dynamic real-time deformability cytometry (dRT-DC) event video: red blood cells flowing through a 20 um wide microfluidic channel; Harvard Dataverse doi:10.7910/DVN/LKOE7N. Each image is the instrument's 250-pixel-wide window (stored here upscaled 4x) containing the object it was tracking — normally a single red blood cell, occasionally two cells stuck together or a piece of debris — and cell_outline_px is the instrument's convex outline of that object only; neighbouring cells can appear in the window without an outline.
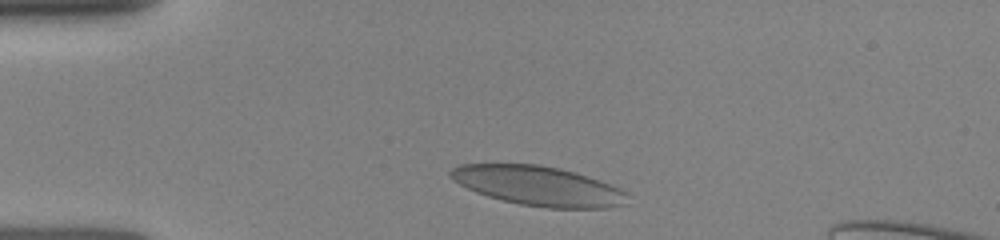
{"species": "human", "species_latin": "Homo sapiens", "temperature_condition": "room temperature", "stored_images_in_passage": 40, "camera_frame_rate_fps": 3000, "um_per_image_px": 0.085, "donor": {"sex": "female"}, "frame": {"image": 1, "passage_image": 1, "time_ms": 0.0, "image_size_px": [1000, 240], "cell_outline_px": [[624, 204], [608, 208], [544, 208], [520, 204], [488, 196], [476, 192], [452, 180], [448, 176], [448, 172], [452, 168], [460, 164], [540, 164], [560, 168], [608, 184], [624, 192]], "centroid_in_image_um": [45.65, 15.79], "position_along_channel_um": 39.4, "area_um2": 40.11}}
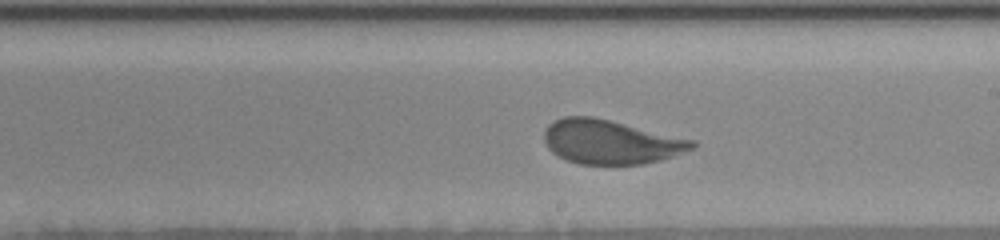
{"frame": {"image": 2, "passage_image": 23, "time_ms": 5.667, "image_size_px": [1000, 240], "cell_outline_px": [[696, 144], [692, 148], [672, 156], [660, 160], [644, 164], [580, 164], [568, 160], [552, 152], [548, 148], [544, 140], [544, 128], [552, 120], [564, 116], [592, 116], [696, 140]], "centroid_in_image_um": [51.87, 12.05], "position_along_channel_um": 237.1, "area_um2": 37.97}}
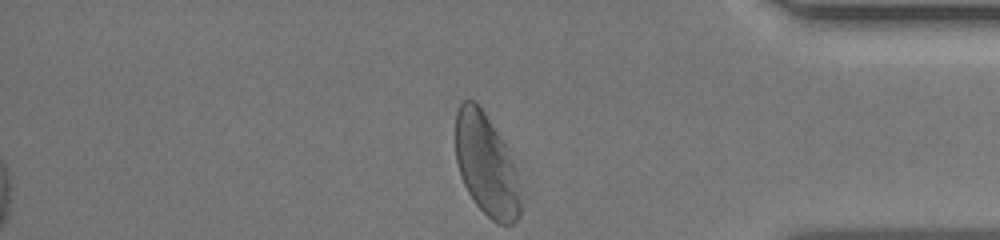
{"frame": {"image": 3, "passage_image": 40, "time_ms": 10.0, "image_size_px": [1000, 240], "cell_outline_px": [[524, 208], [520, 216], [512, 224], [500, 224], [492, 220], [476, 204], [468, 192], [460, 176], [456, 160], [456, 112], [460, 104], [464, 100], [476, 100], [500, 136], [504, 144], [516, 172], [524, 204]], "centroid_in_image_um": [41.35, 14.06], "position_along_channel_um": 393.8, "area_um2": 38.73}}